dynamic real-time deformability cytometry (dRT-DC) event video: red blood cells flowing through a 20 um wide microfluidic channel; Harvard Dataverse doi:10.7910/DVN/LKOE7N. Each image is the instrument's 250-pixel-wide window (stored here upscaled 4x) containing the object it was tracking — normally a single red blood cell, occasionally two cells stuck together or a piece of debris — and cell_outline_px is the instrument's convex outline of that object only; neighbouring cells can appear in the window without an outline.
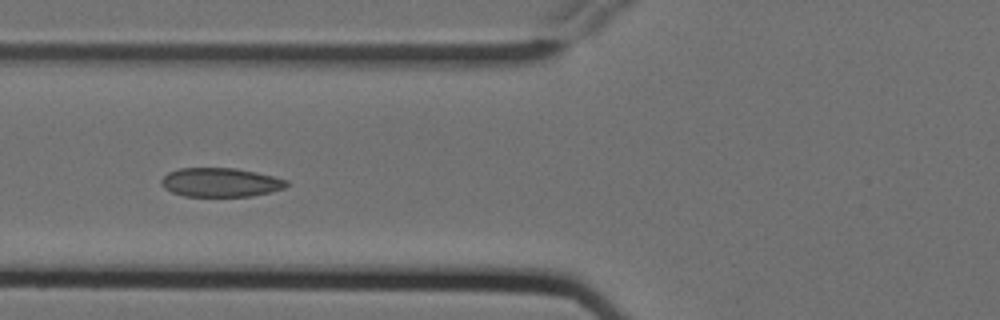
{"species": "Egyptian fruit bat (a non-hibernating species)", "species_latin": "Rousettus aegyptiacus", "temperature_condition": "cold", "stored_images_in_passage": 8, "camera_frame_rate_fps": 3000, "um_per_image_px": 0.085, "animal": {"sex": "female"}, "frame": {"image": 1, "passage_image": 7, "time_ms": 2.0, "image_size_px": [1000, 320], "cell_outline_px": [[288, 184], [284, 188], [252, 196], [184, 196], [172, 192], [164, 188], [160, 184], [160, 180], [168, 172], [180, 168], [236, 168], [256, 172], [288, 180]], "centroid_in_image_um": [18.71, 15.5], "position_along_channel_um": 107.1, "area_um2": 21.1}}
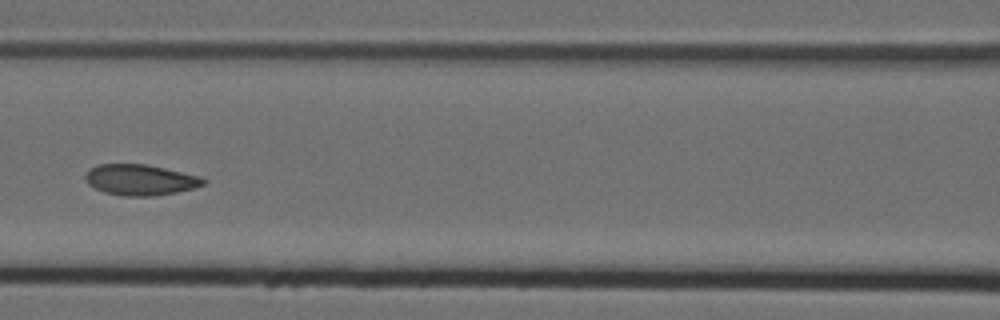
{"frame": {"image": 2, "passage_image": 8, "time_ms": 2.333, "image_size_px": [1000, 320], "cell_outline_px": [[208, 180], [204, 184], [196, 188], [176, 192], [152, 196], [124, 196], [104, 192], [88, 184], [84, 180], [84, 176], [92, 168], [100, 164], [148, 164], [200, 176]], "centroid_in_image_um": [11.95, 15.29], "position_along_channel_um": 154.6, "area_um2": 21.21}}